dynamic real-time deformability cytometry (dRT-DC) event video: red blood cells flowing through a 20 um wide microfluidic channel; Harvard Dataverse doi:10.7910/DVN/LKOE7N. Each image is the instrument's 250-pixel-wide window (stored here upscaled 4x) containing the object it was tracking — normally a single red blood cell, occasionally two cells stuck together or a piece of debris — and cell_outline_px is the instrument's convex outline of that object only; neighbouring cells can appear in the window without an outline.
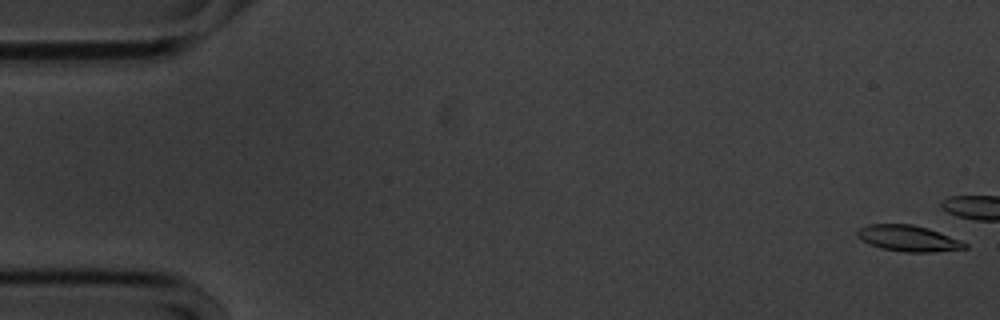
{"species": "common noctule bat (a hibernating species)", "species_latin": "Nyctalus noctula", "temperature_condition": "cold", "stored_images_in_passage": 15, "camera_frame_rate_fps": 3000, "um_per_image_px": 0.085, "animal": {"sex": "male", "body_mass_g": 20.1, "forearm_length_mm": 53.5}, "frame": {"image": 1, "passage_image": 1, "time_ms": 0.0, "image_size_px": [1000, 320], "cell_outline_px": [[968, 248], [932, 252], [904, 252], [880, 248], [868, 244], [856, 236], [856, 232], [860, 228], [868, 224], [912, 224], [928, 228], [960, 240], [968, 244]], "centroid_in_image_um": [77.18, 20.26], "position_along_channel_um": 7.8, "area_um2": 16.36}}